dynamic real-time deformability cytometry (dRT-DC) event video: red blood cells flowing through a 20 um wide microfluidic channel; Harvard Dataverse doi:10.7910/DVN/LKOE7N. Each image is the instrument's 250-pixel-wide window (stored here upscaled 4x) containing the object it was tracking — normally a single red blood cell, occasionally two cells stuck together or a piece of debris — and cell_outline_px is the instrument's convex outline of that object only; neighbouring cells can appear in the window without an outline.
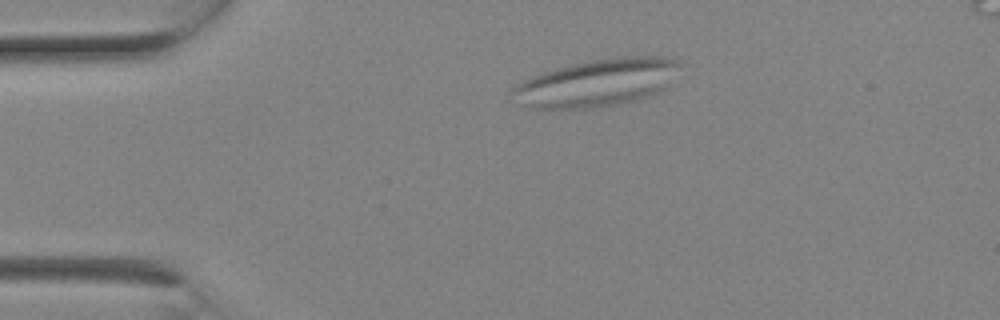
{"species": "Egyptian fruit bat (a non-hibernating species)", "species_latin": "Rousettus aegyptiacus", "temperature_condition": "room temperature", "stored_images_in_passage": 2, "camera_frame_rate_fps": 3000, "um_per_image_px": 0.085, "animal": {"sex": "female"}, "frame": {"image": 1, "passage_image": 2, "time_ms": 0.333, "image_size_px": [1000, 320], "cell_outline_px": [[680, 64], [668, 84], [660, 92], [652, 96], [620, 104], [592, 108], [524, 108], [512, 104], [508, 92], [516, 84], [532, 76], [556, 68], [572, 64], [592, 60], [616, 56], [664, 56], [680, 60]], "centroid_in_image_um": [50.66, 7.05], "position_along_channel_um": 34.3, "area_um2": 46.99}}